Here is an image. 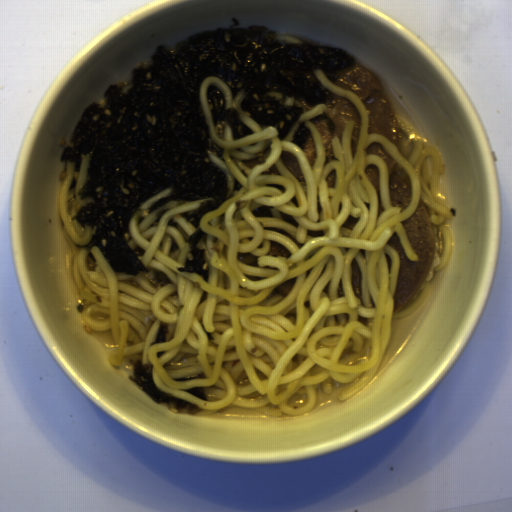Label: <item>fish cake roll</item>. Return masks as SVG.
Returning <instances> with one entry per match:
<instances>
[{
  "label": "fish cake roll",
  "instance_id": "obj_1",
  "mask_svg": "<svg viewBox=\"0 0 512 512\" xmlns=\"http://www.w3.org/2000/svg\"><path fill=\"white\" fill-rule=\"evenodd\" d=\"M431 227H432L433 237H434V249H433L432 262H431L430 269H429L425 279L423 280L421 286L419 287V289L417 290V292L415 293V295L413 296L412 299H415L418 296V294L423 290V287L426 282H429L430 280H432V278L434 276V268L438 267L440 260H441V257L439 255L441 244H440V239L438 237V229H437V226L431 225Z\"/></svg>",
  "mask_w": 512,
  "mask_h": 512
}]
</instances>
